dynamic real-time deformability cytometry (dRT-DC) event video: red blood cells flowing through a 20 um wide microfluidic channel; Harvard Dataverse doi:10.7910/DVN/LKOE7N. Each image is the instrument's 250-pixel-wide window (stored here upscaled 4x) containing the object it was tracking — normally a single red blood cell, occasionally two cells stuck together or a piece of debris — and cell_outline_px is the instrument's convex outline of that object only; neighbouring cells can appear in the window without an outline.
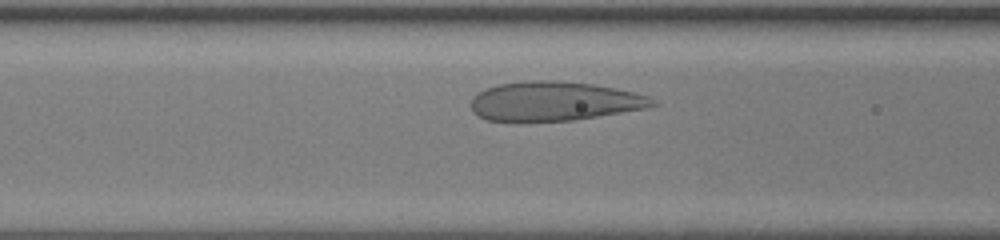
{"species": "human", "species_latin": "Homo sapiens", "temperature_condition": "room temperature", "stored_images_in_passage": 25, "camera_frame_rate_fps": 3000, "um_per_image_px": 0.085, "donor": {"sex": "female"}, "frame": {"image": 1, "passage_image": 5, "time_ms": 1.333, "image_size_px": [1000, 240], "cell_outline_px": [[660, 104], [648, 108], [572, 120], [524, 124], [512, 124], [488, 120], [472, 112], [472, 96], [484, 88], [500, 84], [528, 80], [556, 80], [592, 84], [632, 92], [648, 96], [656, 100]], "centroid_in_image_um": [47.05, 8.64], "position_along_channel_um": 119.6, "area_um2": 42.48}}
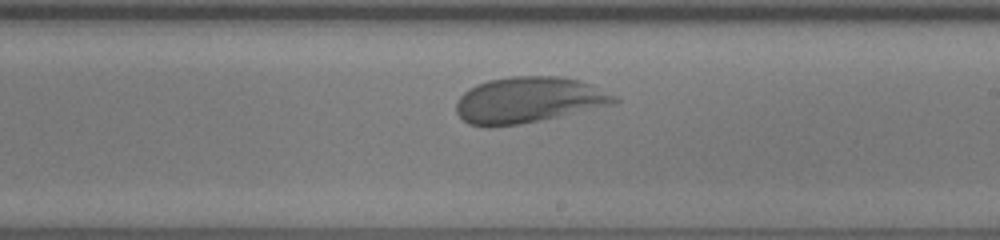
{"frame": {"image": 2, "passage_image": 14, "time_ms": 4.333, "image_size_px": [1000, 240], "cell_outline_px": [[620, 100], [616, 104], [540, 120], [520, 124], [492, 128], [488, 128], [468, 124], [456, 112], [456, 100], [468, 88], [476, 84], [488, 80], [508, 76], [564, 76], [580, 80], [620, 96]], "centroid_in_image_um": [44.93, 8.5], "position_along_channel_um": 244.1, "area_um2": 43.0}}
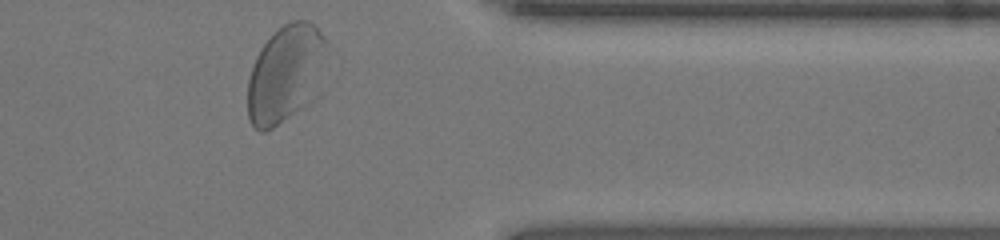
{"frame": {"image": 3, "passage_image": 25, "time_ms": 8.0, "image_size_px": [1000, 240], "cell_outline_px": [[328, 40], [316, 96], [308, 104], [272, 128], [264, 132], [260, 132], [252, 128], [248, 120], [248, 80], [256, 56], [264, 44], [284, 24], [292, 20], [308, 20], [316, 24]], "centroid_in_image_um": [24.28, 6.28], "position_along_channel_um": 387.1, "area_um2": 44.91}, "authors_computed_cell_mechanics": {"area_um2": 41.0958, "velocity_mm_per_s": 4.1643, "shape_relaxation_time_tau1_ms": 5.8162, "shape_relaxation_time_tau2_ms": null, "deformation_change_tau1": 0.2067, "deformation_change_tau2": null}}